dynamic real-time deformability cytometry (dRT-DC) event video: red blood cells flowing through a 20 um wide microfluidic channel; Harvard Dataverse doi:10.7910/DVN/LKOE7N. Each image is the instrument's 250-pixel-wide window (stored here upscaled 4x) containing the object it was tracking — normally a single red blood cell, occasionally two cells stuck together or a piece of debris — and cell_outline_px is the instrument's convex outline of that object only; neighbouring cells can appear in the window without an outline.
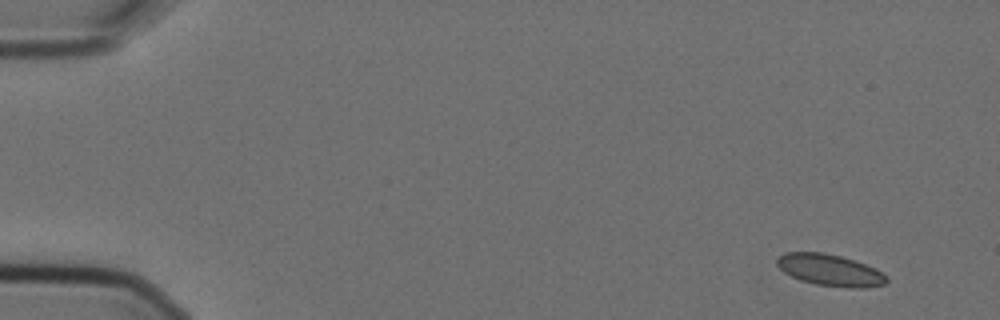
{"species": "Egyptian fruit bat (a non-hibernating species)", "species_latin": "Rousettus aegyptiacus", "temperature_condition": "cold", "stored_images_in_passage": 4, "camera_frame_rate_fps": 3000, "um_per_image_px": 0.085, "animal": {"sex": "female"}, "frame": {"image": 1, "passage_image": 1, "time_ms": 0.0, "image_size_px": [1000, 320], "cell_outline_px": [[888, 280], [884, 284], [868, 288], [848, 288], [816, 284], [800, 280], [784, 272], [776, 264], [776, 260], [784, 252], [824, 252], [840, 256], [876, 268], [888, 276]], "centroid_in_image_um": [70.57, 22.96], "position_along_channel_um": 14.4, "area_um2": 20.23}}
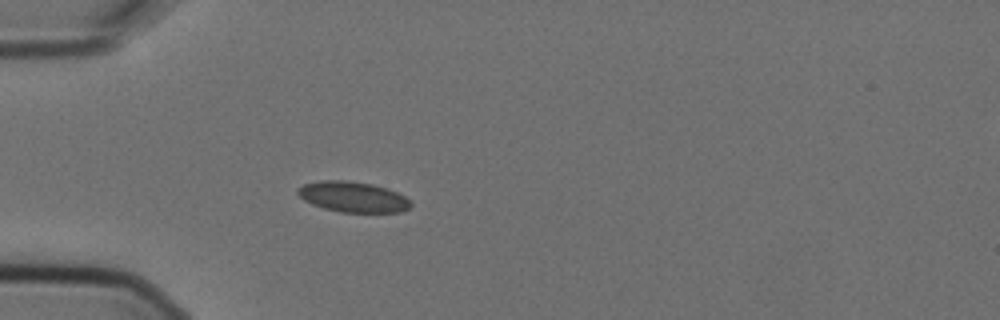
{"frame": {"image": 2, "passage_image": 4, "time_ms": 1.0, "image_size_px": [1000, 320], "cell_outline_px": [[412, 204], [408, 208], [400, 212], [340, 212], [324, 208], [312, 204], [304, 200], [296, 192], [304, 184], [320, 180], [344, 180], [372, 184], [388, 188], [404, 196]], "centroid_in_image_um": [29.99, 16.73], "position_along_channel_um": 55.0, "area_um2": 19.94}}